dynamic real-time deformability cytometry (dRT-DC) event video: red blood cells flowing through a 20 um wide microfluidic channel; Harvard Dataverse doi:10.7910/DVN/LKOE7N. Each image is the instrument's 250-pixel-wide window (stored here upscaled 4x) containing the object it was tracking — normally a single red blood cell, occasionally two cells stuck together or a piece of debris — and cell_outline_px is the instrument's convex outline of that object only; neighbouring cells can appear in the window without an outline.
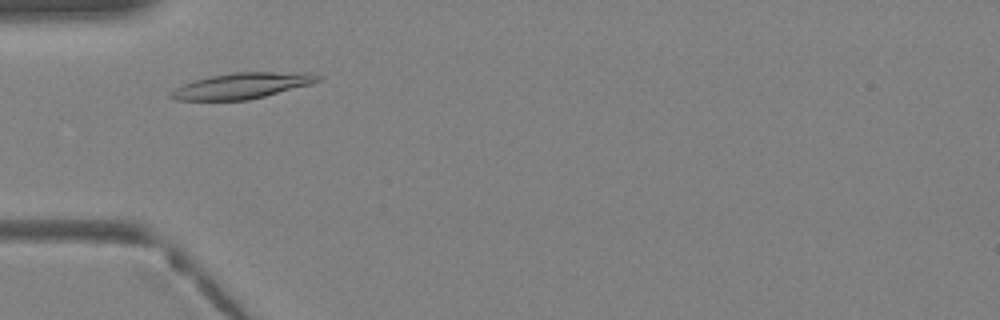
{"species": "Egyptian fruit bat (a non-hibernating species)", "species_latin": "Rousettus aegyptiacus", "temperature_condition": "warm", "stored_images_in_passage": 32, "camera_frame_rate_fps": 3000, "um_per_image_px": 0.085, "animal": {"sex": "female"}, "frame": {"image": 1, "passage_image": 5, "time_ms": 1.333, "image_size_px": [1000, 320], "cell_outline_px": [[324, 76], [320, 80], [308, 84], [264, 96], [248, 100], [176, 100], [168, 96], [168, 92], [184, 84], [196, 80], [212, 76], [236, 72], [312, 72]], "centroid_in_image_um": [20.58, 7.28], "position_along_channel_um": 64.4, "area_um2": 21.91}}
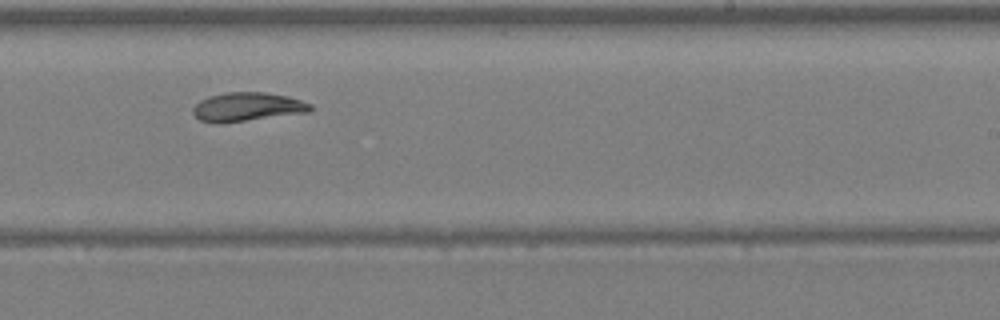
{"frame": {"image": 2, "passage_image": 17, "time_ms": 5.333, "image_size_px": [1000, 320], "cell_outline_px": [[312, 108], [308, 112], [216, 124], [200, 120], [192, 112], [192, 108], [200, 100], [208, 96], [228, 92], [264, 92], [288, 96], [312, 104]], "centroid_in_image_um": [20.99, 9.08], "position_along_channel_um": 268.0, "area_um2": 19.59}}
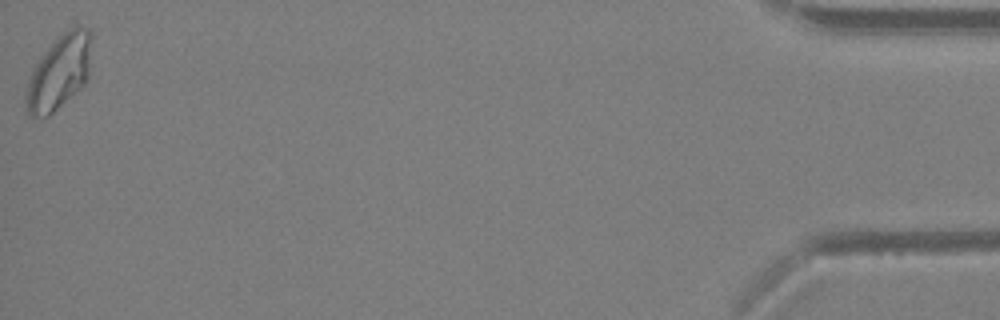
{"frame": {"image": 3, "passage_image": 32, "time_ms": 10.333, "image_size_px": [1000, 320], "cell_outline_px": [[88, 76], [84, 84], [48, 116], [28, 116], [24, 100], [28, 84], [32, 72], [36, 64], [44, 52], [64, 32], [76, 24], [88, 28]], "centroid_in_image_um": [4.98, 6.17], "position_along_channel_um": 430.2, "area_um2": 27.22}}